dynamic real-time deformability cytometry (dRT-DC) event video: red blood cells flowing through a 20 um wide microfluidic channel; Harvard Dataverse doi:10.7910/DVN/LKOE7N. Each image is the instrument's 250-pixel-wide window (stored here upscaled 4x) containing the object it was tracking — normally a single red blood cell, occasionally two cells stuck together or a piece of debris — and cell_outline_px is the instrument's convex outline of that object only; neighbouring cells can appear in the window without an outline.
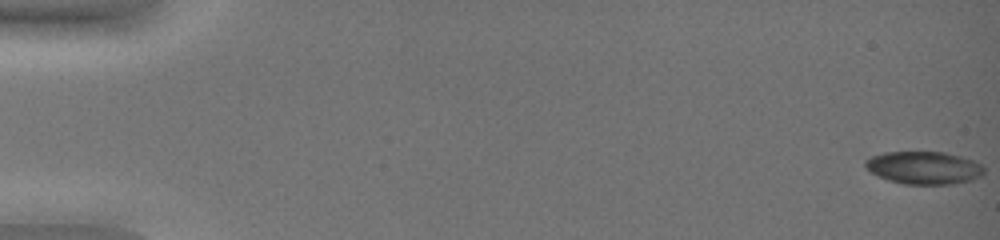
{"species": "common noctule bat (a hibernating species)", "species_latin": "Nyctalus noctula", "temperature_condition": "warm", "stored_images_in_passage": 52, "camera_frame_rate_fps": 3000, "um_per_image_px": 0.085, "animal": {"sex": "female", "body_mass_g": 19.0, "forearm_length_mm": 51.5}, "frame": {"image": 1, "passage_image": 1, "time_ms": 0.0, "image_size_px": [1000, 240], "cell_outline_px": [[984, 172], [980, 176], [972, 180], [952, 184], [904, 184], [888, 180], [872, 172], [864, 164], [864, 160], [872, 156], [884, 152], [944, 152], [960, 156], [972, 160], [980, 164], [984, 168]], "centroid_in_image_um": [78.54, 14.26], "position_along_channel_um": 6.5, "area_um2": 22.48}}
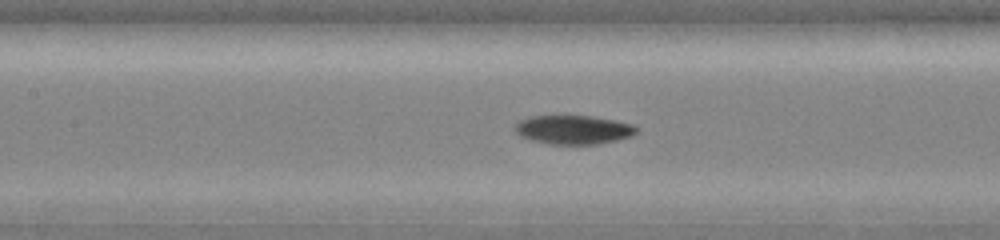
{"frame": {"image": 2, "passage_image": 27, "time_ms": 8.667, "image_size_px": [1000, 240], "cell_outline_px": [[640, 128], [632, 136], [600, 144], [548, 144], [532, 140], [520, 136], [512, 128], [520, 120], [528, 116], [560, 112], [592, 116], [616, 120], [636, 124]], "centroid_in_image_um": [48.72, 10.96], "position_along_channel_um": 158.7, "area_um2": 21.68}}
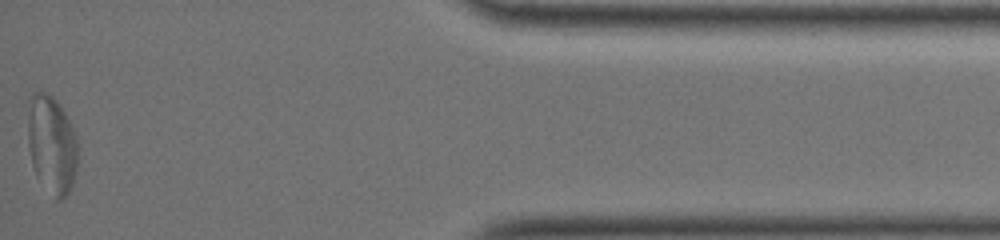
{"frame": {"image": 3, "passage_image": 52, "time_ms": 17.0, "image_size_px": [1000, 240], "cell_outline_px": [[76, 168], [72, 184], [68, 192], [60, 200], [56, 200], [36, 176], [32, 164], [28, 144], [28, 100], [32, 92], [44, 92], [52, 96], [56, 100], [72, 124], [76, 136]], "centroid_in_image_um": [4.37, 12.25], "position_along_channel_um": 430.8, "area_um2": 28.44}, "authors_computed_cell_mechanics": {"area_um2": 21.675, "velocity_mm_per_s": 3.8454, "shape_relaxation_time_tau1_ms": 4.9973, "shape_relaxation_time_tau2_ms": 9.7387, "deformation_change_tau1": 0.1427, "deformation_change_tau2": 0.1602}}